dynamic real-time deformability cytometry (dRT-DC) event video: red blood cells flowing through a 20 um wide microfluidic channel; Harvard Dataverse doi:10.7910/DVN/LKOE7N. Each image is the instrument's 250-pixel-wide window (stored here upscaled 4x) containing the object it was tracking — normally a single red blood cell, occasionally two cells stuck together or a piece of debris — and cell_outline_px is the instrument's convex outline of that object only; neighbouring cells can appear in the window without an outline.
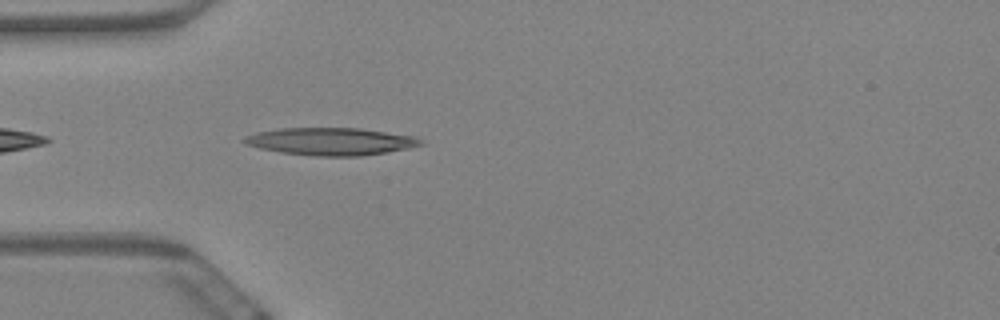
{"species": "Egyptian fruit bat (a non-hibernating species)", "species_latin": "Rousettus aegyptiacus", "temperature_condition": "warm", "stored_images_in_passage": 28, "camera_frame_rate_fps": 3000, "um_per_image_px": 0.085, "animal": {"sex": "female"}, "frame": {"image": 1, "passage_image": 3, "time_ms": 0.667, "image_size_px": [1000, 320], "cell_outline_px": [[424, 144], [408, 148], [388, 152], [360, 156], [316, 156], [280, 152], [260, 148], [248, 144], [240, 140], [244, 136], [256, 132], [280, 128], [360, 128], [412, 136], [420, 140]], "centroid_in_image_um": [28.08, 12.02], "position_along_channel_um": 56.9, "area_um2": 28.09}}
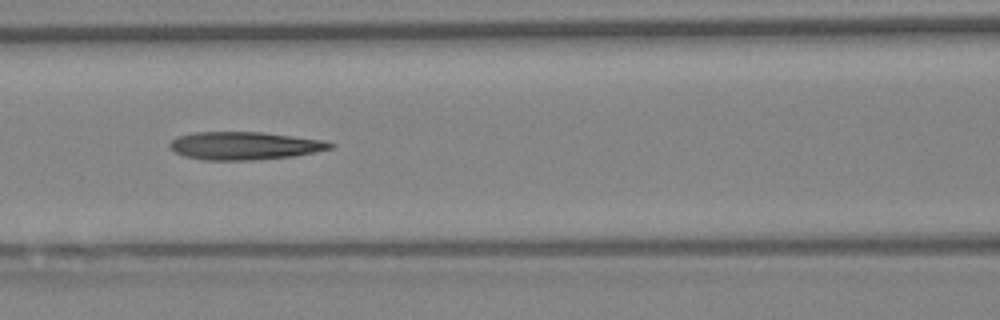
{"frame": {"image": 2, "passage_image": 11, "time_ms": 3.333, "image_size_px": [1000, 320], "cell_outline_px": [[336, 144], [332, 148], [292, 156], [256, 160], [204, 160], [184, 156], [176, 152], [168, 144], [176, 136], [192, 132], [260, 132], [292, 136], [320, 140]], "centroid_in_image_um": [20.73, 12.38], "position_along_channel_um": 145.9, "area_um2": 25.89}}
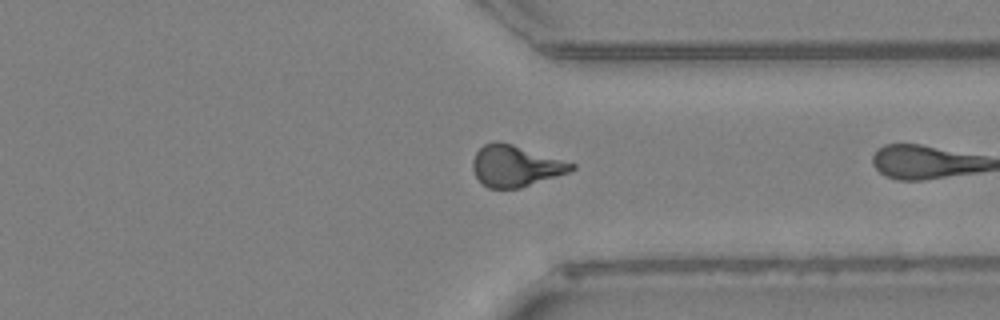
{"frame": {"image": 3, "passage_image": 27, "time_ms": 8.667, "image_size_px": [1000, 320], "cell_outline_px": [[576, 168], [568, 172], [520, 188], [488, 188], [476, 176], [472, 168], [472, 160], [476, 152], [484, 144], [496, 140], [500, 140], [576, 164]], "centroid_in_image_um": [43.79, 14.09], "position_along_channel_um": 367.6, "area_um2": 23.58}}